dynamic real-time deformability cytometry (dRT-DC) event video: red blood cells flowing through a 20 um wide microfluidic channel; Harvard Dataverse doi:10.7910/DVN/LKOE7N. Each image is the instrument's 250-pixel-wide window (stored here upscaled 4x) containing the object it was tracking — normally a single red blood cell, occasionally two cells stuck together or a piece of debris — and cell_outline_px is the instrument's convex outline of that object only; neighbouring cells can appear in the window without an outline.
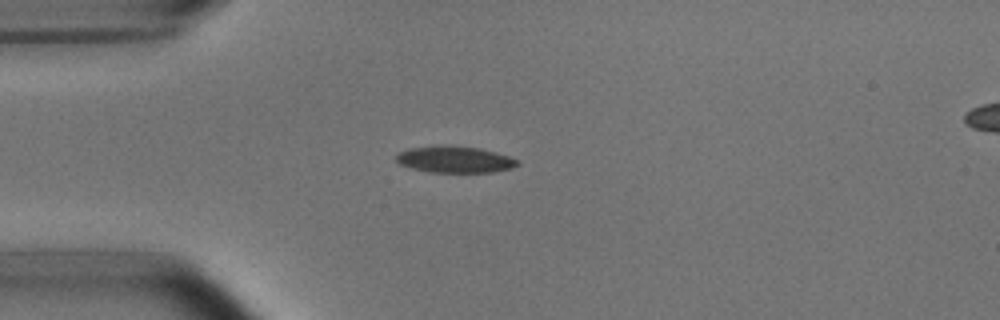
{"species": "common noctule bat (a hibernating species)", "species_latin": "Nyctalus noctula", "temperature_condition": "room temperature", "stored_images_in_passage": 40, "camera_frame_rate_fps": 3000, "um_per_image_px": 0.085, "animal": {"sex": "male", "body_mass_g": 15.6}, "frame": {"image": 1, "passage_image": 1, "time_ms": 0.0, "image_size_px": [1000, 320], "cell_outline_px": [[520, 164], [512, 168], [492, 172], [428, 172], [412, 168], [400, 164], [396, 160], [396, 156], [400, 152], [408, 148], [436, 144], [480, 148], [508, 156], [516, 160]], "centroid_in_image_um": [38.62, 13.54], "position_along_channel_um": 46.4, "area_um2": 18.79}}
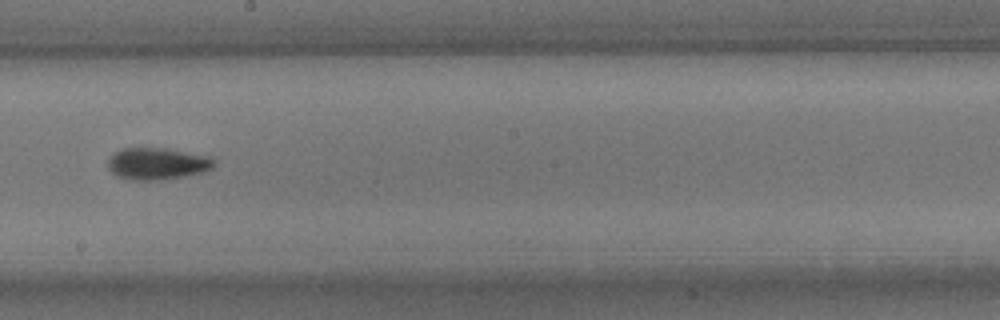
{"frame": {"image": 2, "passage_image": 17, "time_ms": 5.333, "image_size_px": [1000, 320], "cell_outline_px": [[216, 164], [212, 168], [204, 172], [156, 180], [132, 180], [116, 176], [108, 168], [108, 160], [116, 152], [124, 148], [164, 148], [208, 156]], "centroid_in_image_um": [13.34, 13.91], "position_along_channel_um": 234.9, "area_um2": 19.36}}
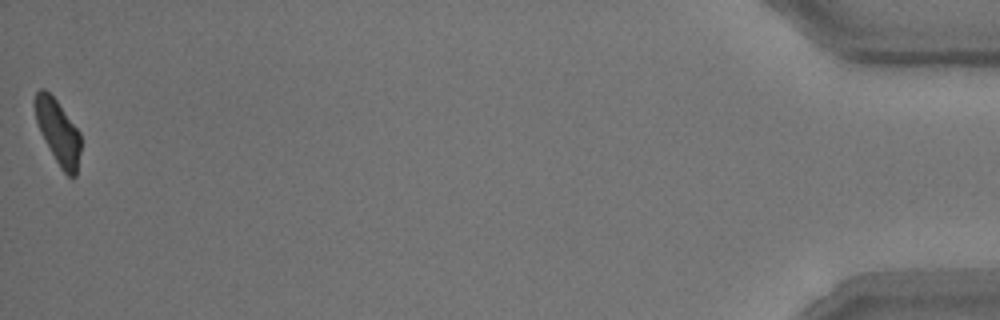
{"frame": {"image": 3, "passage_image": 40, "time_ms": 13.0, "image_size_px": [1000, 320], "cell_outline_px": [[80, 152], [76, 176], [72, 180], [60, 168], [40, 132], [36, 120], [32, 104], [32, 100], [36, 92], [40, 88], [44, 88], [56, 100], [80, 132]], "centroid_in_image_um": [4.91, 11.2], "position_along_channel_um": 430.3, "area_um2": 17.34}, "authors_computed_cell_mechanics": {"area_um2": 18.5538, "velocity_mm_per_s": 3.7953, "shape_relaxation_time_tau1_ms": 6.2493, "shape_relaxation_time_tau2_ms": 3.5068, "deformation_change_tau1": 0.187, "deformation_change_tau2": 0.1045}}